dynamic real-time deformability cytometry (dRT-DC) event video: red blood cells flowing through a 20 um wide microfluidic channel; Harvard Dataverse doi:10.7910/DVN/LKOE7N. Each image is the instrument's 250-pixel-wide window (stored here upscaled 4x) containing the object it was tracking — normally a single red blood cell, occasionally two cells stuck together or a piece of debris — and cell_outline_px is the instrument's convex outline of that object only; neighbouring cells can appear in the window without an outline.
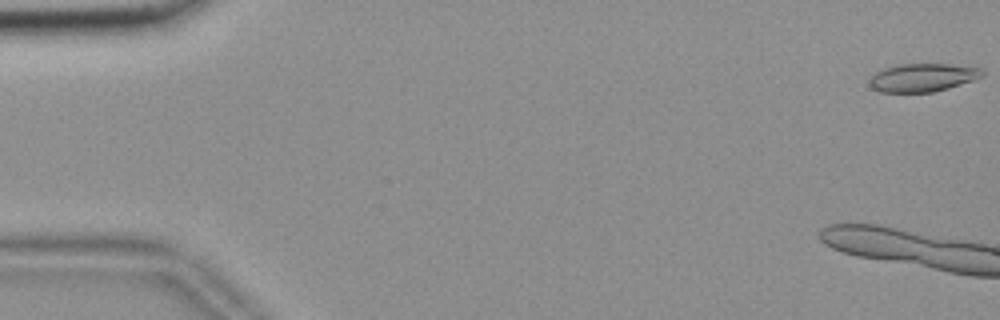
{"species": "common noctule bat (a hibernating species)", "species_latin": "Nyctalus noctula", "temperature_condition": "room temperature", "stored_images_in_passage": 11, "camera_frame_rate_fps": 3000, "um_per_image_px": 0.085, "animal": {"sex": "female", "body_mass_g": 18.4}, "frame": {"image": 1, "passage_image": 1, "time_ms": 0.0, "image_size_px": [1000, 320], "cell_outline_px": [[984, 76], [948, 88], [932, 92], [880, 92], [872, 88], [868, 84], [872, 76], [876, 72], [884, 68], [896, 64], [948, 64], [980, 68], [984, 72]], "centroid_in_image_um": [78.4, 6.59], "position_along_channel_um": 6.6, "area_um2": 18.44}}